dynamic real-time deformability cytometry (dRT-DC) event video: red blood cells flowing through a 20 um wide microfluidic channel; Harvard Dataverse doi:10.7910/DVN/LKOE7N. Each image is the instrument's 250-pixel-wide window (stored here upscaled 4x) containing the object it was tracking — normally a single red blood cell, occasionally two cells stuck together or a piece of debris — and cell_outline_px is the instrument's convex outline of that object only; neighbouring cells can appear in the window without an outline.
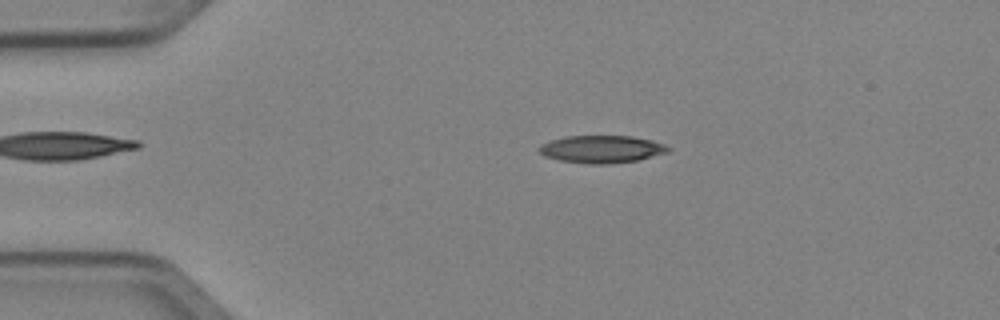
{"species": "Egyptian fruit bat (a non-hibernating species)", "species_latin": "Rousettus aegyptiacus", "temperature_condition": "cold", "stored_images_in_passage": 4, "segment_of_instrument_passage": [1, 2], "camera_frame_rate_fps": 3000, "um_per_image_px": 0.085, "animal": {"sex": "female"}, "frame": {"image": 1, "passage_image": 2, "time_ms": 0.333, "image_size_px": [1000, 320], "cell_outline_px": [[672, 148], [668, 152], [636, 160], [604, 164], [588, 164], [560, 160], [544, 156], [536, 148], [540, 144], [564, 136], [632, 136], [652, 140], [664, 144]], "centroid_in_image_um": [51.12, 12.67], "position_along_channel_um": 33.9, "area_um2": 20.63}}